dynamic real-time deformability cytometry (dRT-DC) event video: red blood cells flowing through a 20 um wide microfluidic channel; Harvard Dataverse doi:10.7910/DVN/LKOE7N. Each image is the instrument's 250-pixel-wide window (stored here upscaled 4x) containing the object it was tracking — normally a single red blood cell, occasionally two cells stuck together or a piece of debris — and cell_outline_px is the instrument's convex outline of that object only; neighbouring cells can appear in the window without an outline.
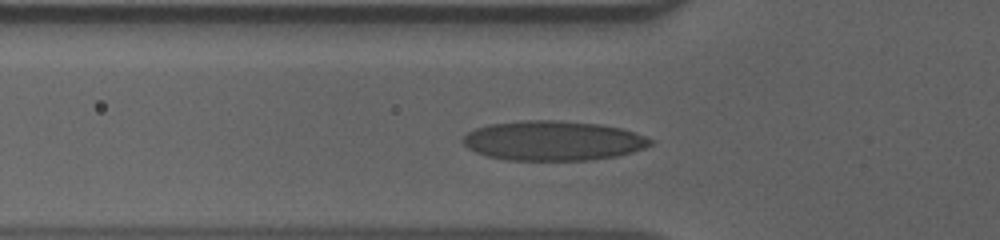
{"species": "human", "species_latin": "Homo sapiens", "temperature_condition": "cold", "stored_images_in_passage": 39, "camera_frame_rate_fps": 3000, "um_per_image_px": 0.085, "donor": {"sex": "male"}, "frame": {"image": 1, "passage_image": 12, "time_ms": 3.667, "image_size_px": [1000, 240], "cell_outline_px": [[656, 140], [652, 144], [644, 148], [632, 152], [616, 156], [592, 160], [508, 160], [488, 156], [476, 152], [468, 148], [460, 140], [468, 132], [476, 128], [488, 124], [524, 120], [560, 120], [600, 124], [620, 128]], "centroid_in_image_um": [47.01, 11.96], "position_along_channel_um": 78.8, "area_um2": 43.47}}
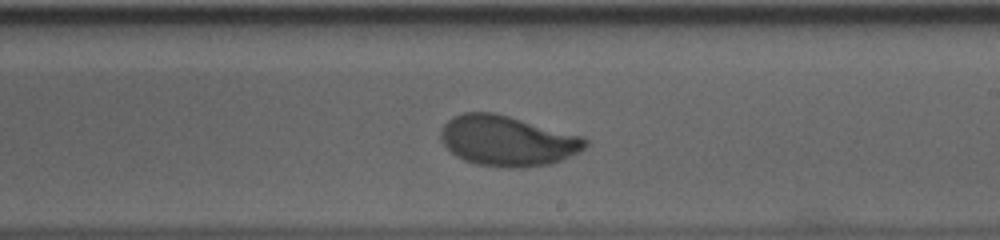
{"frame": {"image": 2, "passage_image": 26, "time_ms": 8.333, "image_size_px": [1000, 240], "cell_outline_px": [[588, 144], [580, 152], [552, 164], [520, 168], [504, 168], [476, 164], [464, 160], [456, 156], [440, 140], [440, 128], [452, 116], [464, 112], [496, 112], [584, 136], [588, 140]], "centroid_in_image_um": [43.14, 11.96], "position_along_channel_um": 245.9, "area_um2": 43.0}}
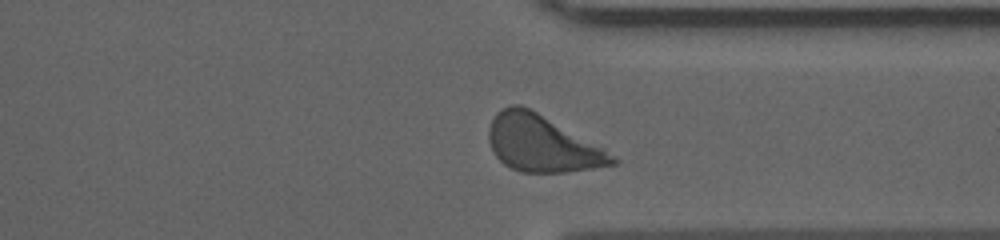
{"frame": {"image": 3, "passage_image": 36, "time_ms": 11.667, "image_size_px": [1000, 240], "cell_outline_px": [[620, 160], [616, 164], [592, 168], [564, 172], [520, 172], [504, 164], [492, 152], [488, 140], [488, 128], [496, 112], [500, 108], [512, 104], [520, 104], [536, 112], [604, 148], [616, 156]], "centroid_in_image_um": [46.05, 12.21], "position_along_channel_um": 365.4, "area_um2": 40.46}, "authors_computed_cell_mechanics": {"area_um2": 41.1536, "velocity_mm_per_s": 3.583, "shape_relaxation_time_tau1_ms": 3.3705, "shape_relaxation_time_tau2_ms": null, "deformation_change_tau1": 0.1663, "deformation_change_tau2": null}}